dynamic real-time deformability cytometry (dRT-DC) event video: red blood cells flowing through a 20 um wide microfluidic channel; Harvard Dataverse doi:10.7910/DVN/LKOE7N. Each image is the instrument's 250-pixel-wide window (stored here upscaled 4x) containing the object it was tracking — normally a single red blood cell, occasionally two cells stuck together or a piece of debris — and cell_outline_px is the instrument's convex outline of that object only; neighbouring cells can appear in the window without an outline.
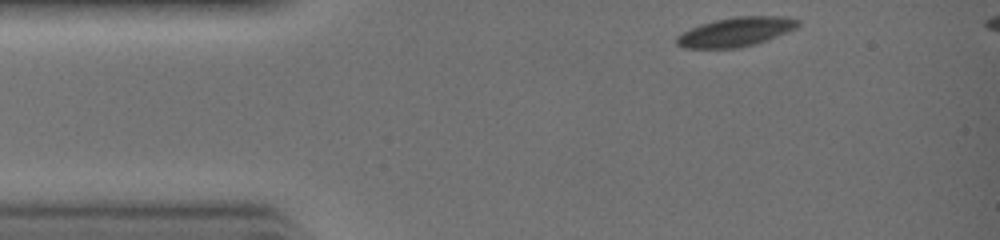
{"species": "common noctule bat (a hibernating species)", "species_latin": "Nyctalus noctula", "temperature_condition": "warm", "stored_images_in_passage": 25, "camera_frame_rate_fps": 3000, "um_per_image_px": 0.085, "animal": {"sex": "female", "body_mass_g": 19.0, "forearm_length_mm": 51.5}, "frame": {"image": 1, "passage_image": 1, "time_ms": 0.0, "image_size_px": [1000, 240], "cell_outline_px": [[800, 24], [796, 28], [756, 44], [740, 48], [684, 48], [676, 44], [676, 36], [700, 24], [712, 20], [736, 16], [784, 16], [800, 20]], "centroid_in_image_um": [62.54, 2.7], "position_along_channel_um": 22.5, "area_um2": 20.69}}
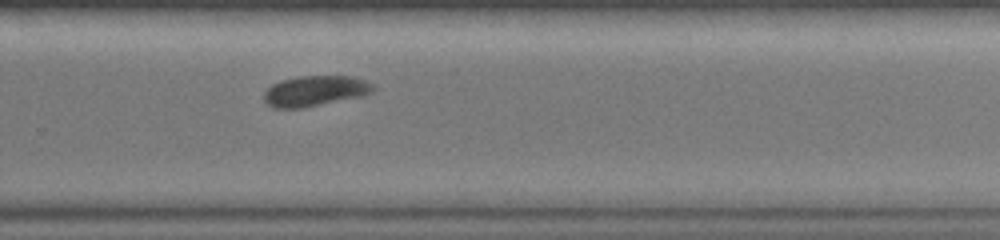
{"frame": {"image": 2, "passage_image": 18, "time_ms": 5.667, "image_size_px": [1000, 240], "cell_outline_px": [[376, 88], [372, 92], [364, 96], [304, 108], [272, 108], [264, 100], [264, 92], [272, 84], [280, 80], [296, 76], [352, 76], [376, 84]], "centroid_in_image_um": [26.81, 7.73], "position_along_channel_um": 303.0, "area_um2": 19.77}}
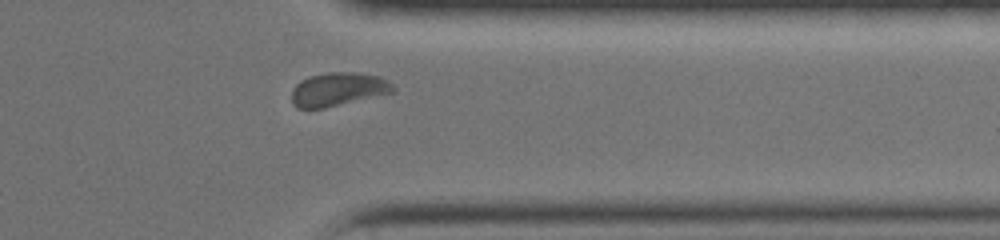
{"frame": {"image": 3, "passage_image": 22, "time_ms": 7.0, "image_size_px": [1000, 240], "cell_outline_px": [[396, 88], [392, 92], [324, 108], [296, 108], [292, 104], [292, 88], [300, 80], [308, 76], [328, 72], [360, 72], [380, 76], [388, 80]], "centroid_in_image_um": [28.72, 7.57], "position_along_channel_um": 382.7, "area_um2": 19.88}}